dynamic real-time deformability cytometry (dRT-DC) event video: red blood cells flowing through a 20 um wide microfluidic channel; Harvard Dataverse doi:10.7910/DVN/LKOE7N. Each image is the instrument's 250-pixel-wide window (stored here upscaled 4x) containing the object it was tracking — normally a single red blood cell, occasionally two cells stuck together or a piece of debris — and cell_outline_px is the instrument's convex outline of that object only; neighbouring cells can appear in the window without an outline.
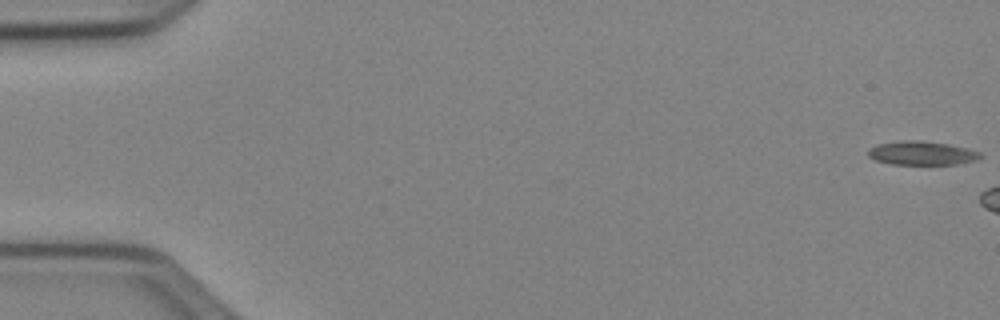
{"species": "Egyptian fruit bat (a non-hibernating species)", "species_latin": "Rousettus aegyptiacus", "temperature_condition": "cold", "stored_images_in_passage": 13, "camera_frame_rate_fps": 3000, "um_per_image_px": 0.085, "animal": {"sex": "female"}, "frame": {"image": 1, "passage_image": 1, "time_ms": 0.0, "image_size_px": [1000, 320], "cell_outline_px": [[984, 156], [976, 160], [956, 164], [892, 164], [876, 160], [868, 156], [868, 148], [876, 144], [900, 140], [924, 140], [948, 144], [968, 148], [980, 152]], "centroid_in_image_um": [78.35, 13.0], "position_along_channel_um": 6.7, "area_um2": 15.72}}